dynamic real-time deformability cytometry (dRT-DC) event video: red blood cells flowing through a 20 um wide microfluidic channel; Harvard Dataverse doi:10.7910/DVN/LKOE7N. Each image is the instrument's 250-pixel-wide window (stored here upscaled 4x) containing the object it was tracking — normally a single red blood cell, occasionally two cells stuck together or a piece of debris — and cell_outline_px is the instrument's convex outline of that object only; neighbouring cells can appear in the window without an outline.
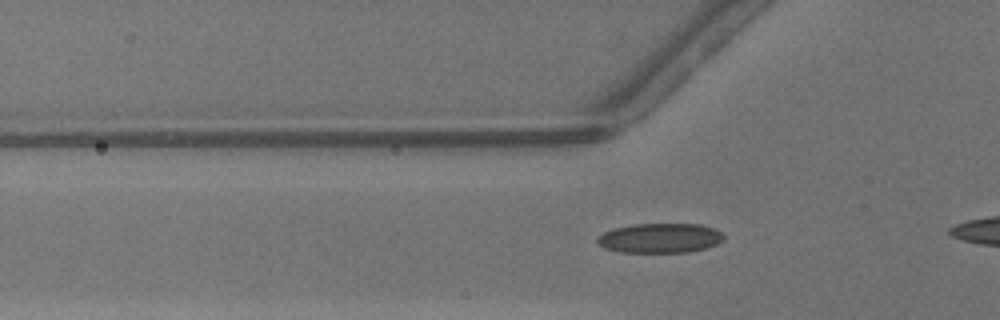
{"species": "common noctule bat (a hibernating species)", "species_latin": "Nyctalus noctula", "temperature_condition": "warm", "stored_images_in_passage": 29, "camera_frame_rate_fps": 3000, "um_per_image_px": 0.085, "animal": {"sex": "male", "body_mass_g": 13.3}, "frame": {"image": 1, "passage_image": 4, "time_ms": 1.0, "image_size_px": [1000, 320], "cell_outline_px": [[724, 240], [716, 244], [704, 248], [688, 252], [620, 252], [604, 248], [596, 244], [596, 236], [604, 232], [616, 228], [632, 224], [700, 224], [716, 228], [724, 236]], "centroid_in_image_um": [56.07, 20.23], "position_along_channel_um": 69.7, "area_um2": 21.96}}
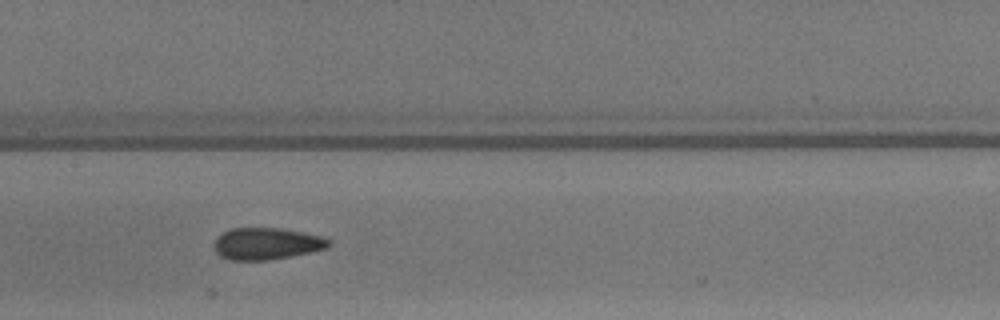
{"frame": {"image": 2, "passage_image": 12, "time_ms": 3.667, "image_size_px": [1000, 320], "cell_outline_px": [[332, 244], [328, 248], [268, 260], [228, 260], [220, 256], [212, 248], [212, 244], [224, 232], [232, 228], [280, 228], [320, 236], [332, 240]], "centroid_in_image_um": [22.64, 20.71], "position_along_channel_um": 184.8, "area_um2": 21.15}}
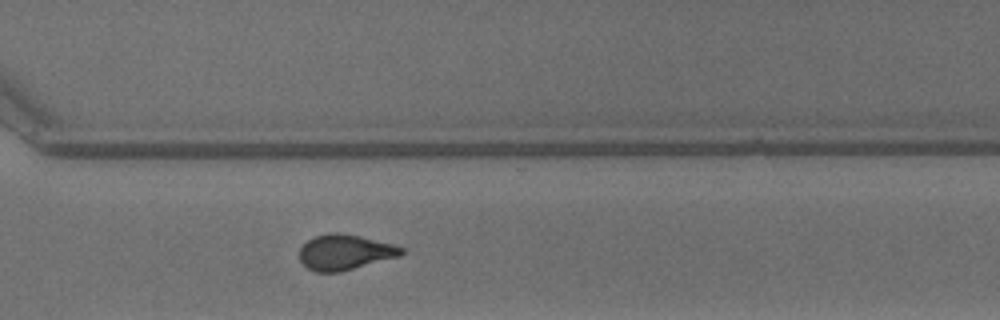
{"frame": {"image": 3, "passage_image": 23, "time_ms": 7.333, "image_size_px": [1000, 320], "cell_outline_px": [[404, 252], [400, 256], [340, 272], [316, 272], [308, 268], [300, 260], [300, 248], [308, 240], [316, 236], [332, 232], [340, 232], [360, 236], [396, 244], [404, 248]], "centroid_in_image_um": [29.35, 21.43], "position_along_channel_um": 341.2, "area_um2": 21.04}}